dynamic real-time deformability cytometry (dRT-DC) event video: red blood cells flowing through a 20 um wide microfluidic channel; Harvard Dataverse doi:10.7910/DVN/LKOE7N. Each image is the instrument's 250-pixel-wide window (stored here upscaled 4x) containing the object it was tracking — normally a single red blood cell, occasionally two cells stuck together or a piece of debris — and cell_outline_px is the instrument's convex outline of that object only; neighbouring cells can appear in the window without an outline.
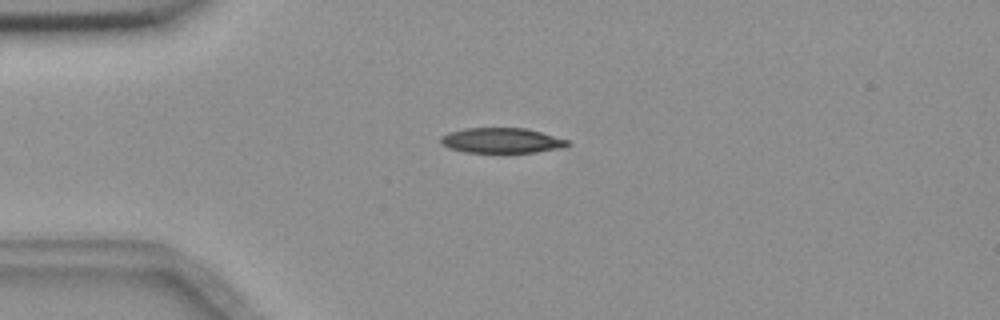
{"species": "common noctule bat (a hibernating species)", "species_latin": "Nyctalus noctula", "temperature_condition": "room temperature", "stored_images_in_passage": 36, "camera_frame_rate_fps": 3000, "um_per_image_px": 0.085, "animal": {"sex": "female", "body_mass_g": 18.4}, "frame": {"image": 1, "passage_image": 2, "time_ms": 0.333, "image_size_px": [1000, 320], "cell_outline_px": [[572, 144], [564, 148], [536, 152], [464, 152], [448, 148], [440, 140], [440, 136], [448, 132], [464, 128], [524, 128], [540, 132], [568, 140]], "centroid_in_image_um": [42.64, 11.94], "position_along_channel_um": 42.4, "area_um2": 18.61}}
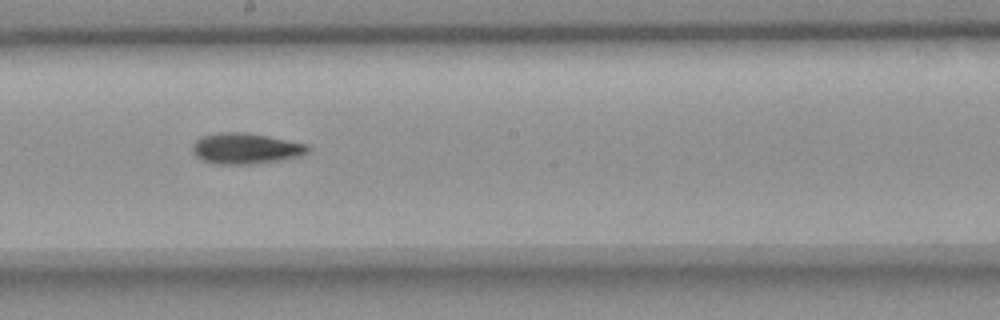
{"frame": {"image": 2, "passage_image": 19, "time_ms": 6.0, "image_size_px": [1000, 320], "cell_outline_px": [[312, 148], [308, 152], [300, 156], [284, 160], [252, 164], [216, 164], [204, 160], [196, 156], [192, 152], [192, 144], [200, 136], [224, 132], [244, 132], [308, 144]], "centroid_in_image_um": [20.9, 12.63], "position_along_channel_um": 227.3, "area_um2": 20.81}}
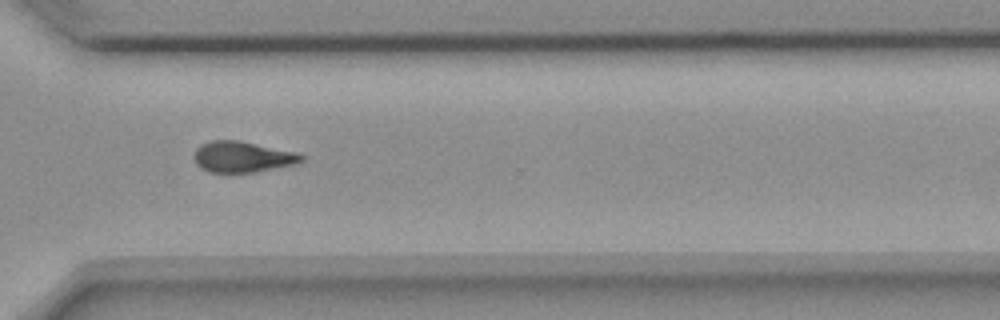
{"frame": {"image": 3, "passage_image": 29, "time_ms": 9.333, "image_size_px": [1000, 320], "cell_outline_px": [[304, 160], [296, 164], [256, 172], [208, 172], [200, 168], [196, 164], [196, 148], [200, 144], [212, 140], [236, 140], [300, 152], [304, 156]], "centroid_in_image_um": [20.66, 13.33], "position_along_channel_um": 349.9, "area_um2": 19.42}, "authors_computed_cell_mechanics": {"area_um2": 19.7387, "velocity_mm_per_s": 3.6779, "shape_relaxation_time_tau1_ms": 6.5524, "shape_relaxation_time_tau2_ms": null, "deformation_change_tau1": 0.1721, "deformation_change_tau2": null}}